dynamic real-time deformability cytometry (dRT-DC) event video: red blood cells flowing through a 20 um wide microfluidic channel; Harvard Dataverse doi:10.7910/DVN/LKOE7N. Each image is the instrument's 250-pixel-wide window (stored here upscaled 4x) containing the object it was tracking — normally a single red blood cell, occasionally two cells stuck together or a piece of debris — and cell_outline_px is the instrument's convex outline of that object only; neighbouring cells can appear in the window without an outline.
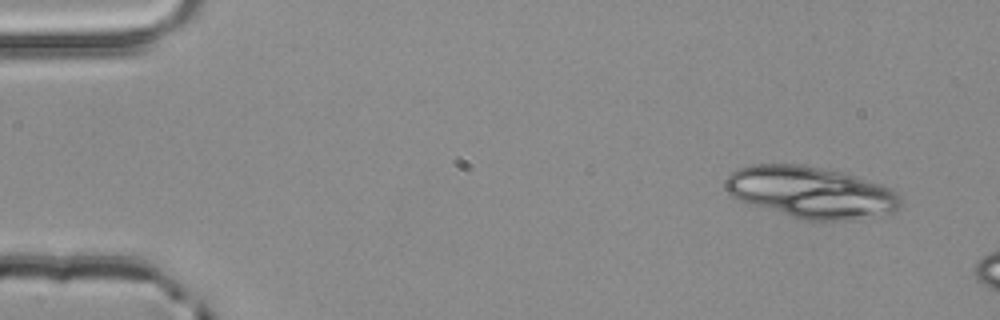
{"species": "common noctule bat (a hibernating species)", "species_latin": "Nyctalus noctula", "temperature_condition": "room temperature", "stored_images_in_passage": 3, "camera_frame_rate_fps": 3000, "um_per_image_px": 0.085, "animal": {"sex": "male", "body_mass_g": 20.4}, "frame": {"image": 1, "passage_image": 1, "time_ms": 0.0, "image_size_px": [1000, 320], "cell_outline_px": [[900, 204], [892, 212], [880, 216], [848, 220], [804, 220], [740, 200], [732, 196], [724, 188], [724, 184], [728, 176], [736, 168], [752, 164], [796, 164], [820, 168], [840, 172], [880, 184], [892, 188], [900, 196]], "centroid_in_image_um": [68.92, 16.34], "position_along_channel_um": 16.1, "area_um2": 52.08}}